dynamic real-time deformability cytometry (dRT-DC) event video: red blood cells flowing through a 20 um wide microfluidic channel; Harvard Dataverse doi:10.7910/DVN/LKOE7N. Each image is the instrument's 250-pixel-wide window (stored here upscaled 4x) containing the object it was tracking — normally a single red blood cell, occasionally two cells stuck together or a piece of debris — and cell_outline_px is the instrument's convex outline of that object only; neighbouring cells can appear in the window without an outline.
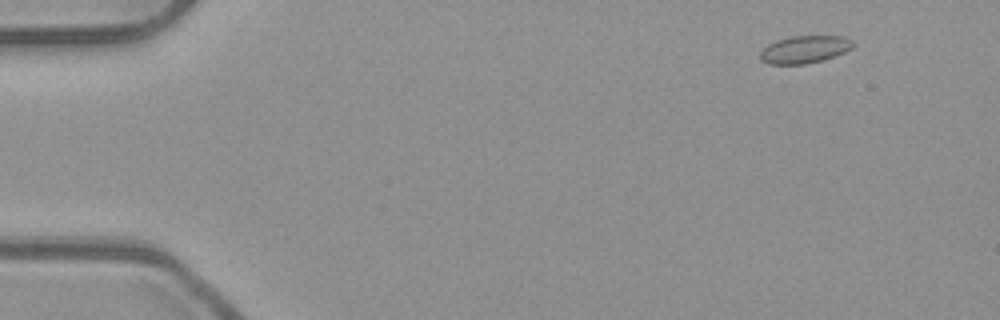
{"species": "common noctule bat (a hibernating species)", "species_latin": "Nyctalus noctula", "temperature_condition": "room temperature", "stored_images_in_passage": 53, "camera_frame_rate_fps": 3000, "um_per_image_px": 0.085, "animal": {"sex": "male", "body_mass_g": 23.1, "forearm_length_mm": 52.7}, "frame": {"image": 1, "passage_image": 5, "time_ms": 1.333, "image_size_px": [1000, 320], "cell_outline_px": [[856, 44], [852, 48], [844, 52], [824, 60], [804, 64], [768, 64], [760, 60], [760, 52], [768, 44], [776, 40], [792, 36], [844, 36], [852, 40]], "centroid_in_image_um": [68.4, 4.2], "position_along_channel_um": 16.6, "area_um2": 14.97}}
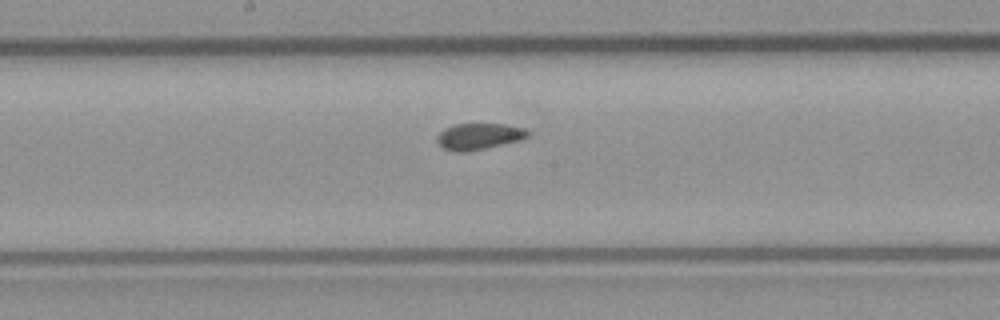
{"frame": {"image": 2, "passage_image": 28, "time_ms": 9.0, "image_size_px": [1000, 320], "cell_outline_px": [[528, 136], [520, 140], [468, 152], [456, 152], [444, 148], [436, 140], [436, 136], [444, 128], [452, 124], [504, 124], [524, 128], [528, 132]], "centroid_in_image_um": [40.67, 11.59], "position_along_channel_um": 207.5, "area_um2": 13.87}}
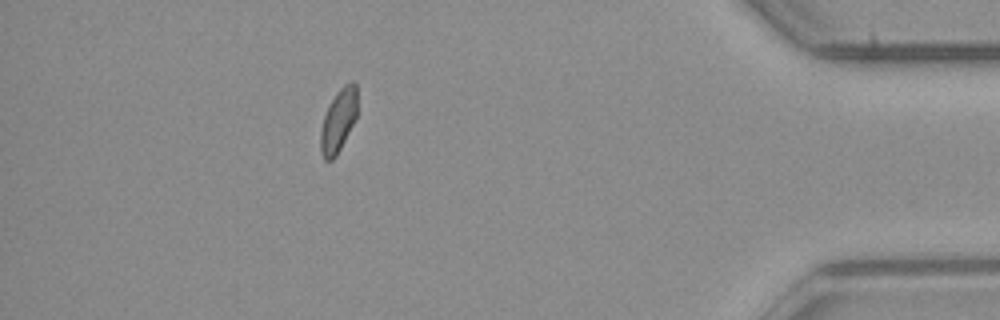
{"frame": {"image": 3, "passage_image": 47, "time_ms": 15.333, "image_size_px": [1000, 320], "cell_outline_px": [[356, 116], [336, 156], [332, 160], [324, 160], [320, 152], [320, 132], [324, 116], [328, 104], [336, 92], [344, 84], [352, 80], [356, 80]], "centroid_in_image_um": [28.74, 10.22], "position_along_channel_um": 406.5, "area_um2": 13.41}, "authors_computed_cell_mechanics": {"area_um2": 14.161, "velocity_mm_per_s": 3.9389, "shape_relaxation_time_tau1_ms": null, "shape_relaxation_time_tau2_ms": 1.9906, "deformation_change_tau1": null, "deformation_change_tau2": 0.0682}}